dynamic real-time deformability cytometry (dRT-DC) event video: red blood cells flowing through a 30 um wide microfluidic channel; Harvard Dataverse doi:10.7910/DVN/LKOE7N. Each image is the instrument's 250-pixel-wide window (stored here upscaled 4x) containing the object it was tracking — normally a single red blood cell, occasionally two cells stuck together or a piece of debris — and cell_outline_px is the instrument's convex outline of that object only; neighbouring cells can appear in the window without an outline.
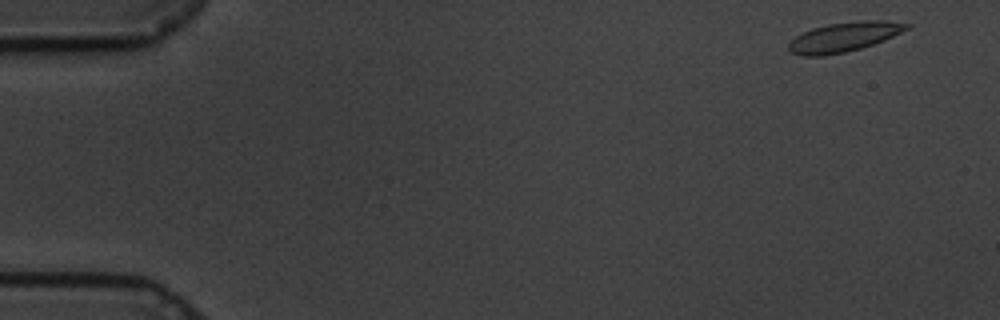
{"species": "common noctule bat (a hibernating species)", "species_latin": "Nyctalus noctula", "temperature_condition": "cold", "stored_images_in_passage": 59, "camera_frame_rate_fps": 3000, "um_per_image_px": 0.085, "animal": {"sex": "male", "body_mass_g": 19.5, "forearm_length_mm": 54.6}, "frame": {"image": 1, "passage_image": 2, "time_ms": 0.333, "image_size_px": [1000, 320], "cell_outline_px": [[912, 28], [884, 40], [860, 48], [844, 52], [824, 56], [804, 56], [792, 52], [788, 48], [788, 44], [796, 36], [812, 28], [828, 24], [860, 20], [884, 20], [912, 24]], "centroid_in_image_um": [71.79, 3.13], "position_along_channel_um": 13.2, "area_um2": 20.29}}
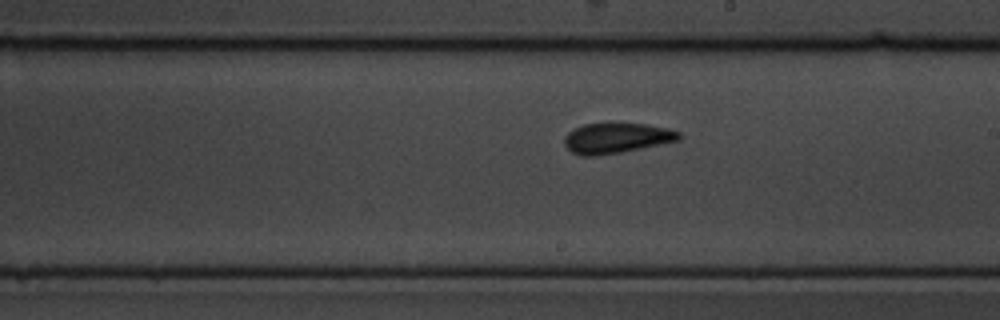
{"frame": {"image": 2, "passage_image": 33, "time_ms": 10.667, "image_size_px": [1000, 320], "cell_outline_px": [[680, 140], [620, 152], [592, 156], [580, 156], [572, 152], [564, 144], [564, 136], [568, 132], [584, 124], [648, 124], [668, 128], [680, 132]], "centroid_in_image_um": [52.39, 11.74], "position_along_channel_um": 236.6, "area_um2": 19.94}}
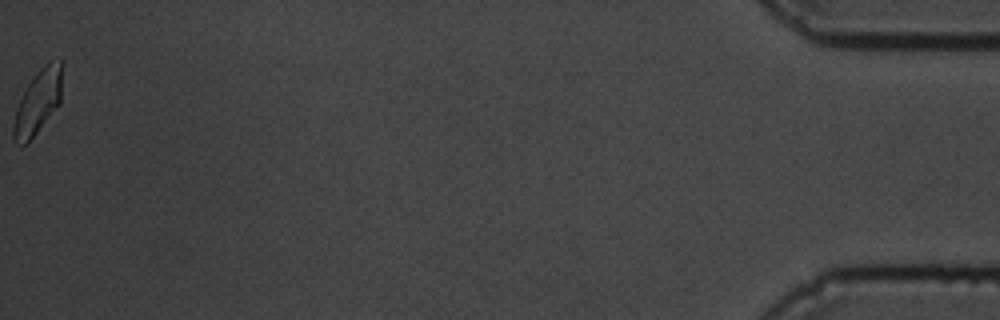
{"frame": {"image": 3, "passage_image": 59, "time_ms": 19.333, "image_size_px": [1000, 320], "cell_outline_px": [[60, 104], [28, 144], [20, 148], [12, 140], [12, 124], [16, 108], [28, 84], [36, 72], [48, 60], [60, 60]], "centroid_in_image_um": [3.16, 8.77], "position_along_channel_um": 432.0, "area_um2": 18.32}, "authors_computed_cell_mechanics": {"area_um2": 19.4208, "velocity_mm_per_s": 3.3457, "shape_relaxation_time_tau1_ms": 3.5666, "shape_relaxation_time_tau2_ms": 1.207, "deformation_change_tau1": 0.123, "deformation_change_tau2": 0.0615}}